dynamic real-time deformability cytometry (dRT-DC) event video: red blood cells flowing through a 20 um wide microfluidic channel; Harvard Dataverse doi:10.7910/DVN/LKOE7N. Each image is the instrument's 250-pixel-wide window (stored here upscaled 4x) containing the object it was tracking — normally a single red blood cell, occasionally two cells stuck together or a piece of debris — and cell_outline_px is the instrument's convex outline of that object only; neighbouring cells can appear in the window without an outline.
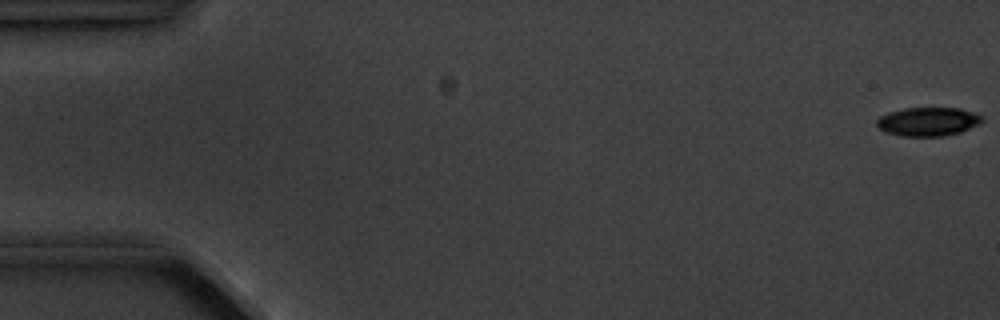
{"species": "common noctule bat (a hibernating species)", "species_latin": "Nyctalus noctula", "temperature_condition": "cold", "stored_images_in_passage": 8, "camera_frame_rate_fps": 3000, "um_per_image_px": 0.085, "animal": {"sex": "male", "body_mass_g": 20.1, "forearm_length_mm": 53.5}, "frame": {"image": 1, "passage_image": 1, "time_ms": 0.0, "image_size_px": [1000, 320], "cell_outline_px": [[984, 120], [980, 124], [960, 132], [940, 136], [900, 136], [888, 132], [880, 128], [876, 124], [876, 120], [880, 116], [888, 112], [904, 108], [960, 108], [972, 112], [980, 116]], "centroid_in_image_um": [78.87, 10.33], "position_along_channel_um": 6.1, "area_um2": 17.51}}